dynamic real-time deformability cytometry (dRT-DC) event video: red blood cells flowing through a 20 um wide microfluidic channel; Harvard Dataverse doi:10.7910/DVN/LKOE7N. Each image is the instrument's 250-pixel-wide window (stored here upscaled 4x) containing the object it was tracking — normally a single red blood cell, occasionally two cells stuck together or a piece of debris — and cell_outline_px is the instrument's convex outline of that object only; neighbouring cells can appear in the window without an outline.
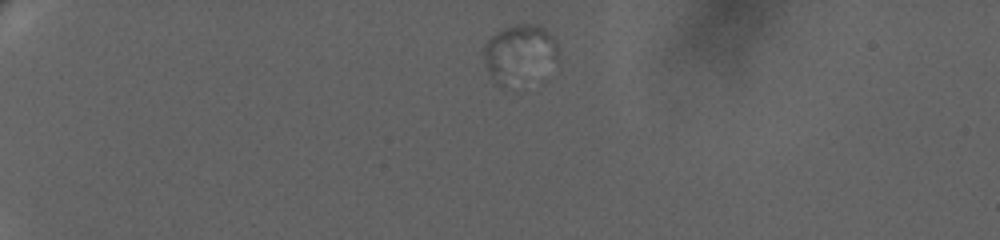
{"species": "human", "species_latin": "Homo sapiens", "temperature_condition": "warm", "stored_images_in_passage": 51, "camera_frame_rate_fps": 3000, "um_per_image_px": 0.085, "donor": {"sex": "female"}, "frame": {"image": 1, "passage_image": 1, "time_ms": 0.0, "image_size_px": [1000, 240], "cell_outline_px": [[560, 60], [504, 88], [496, 84], [484, 64], [484, 44], [496, 32], [512, 24], [536, 24], [544, 28], [552, 36], [556, 44]], "centroid_in_image_um": [44.11, 4.5], "position_along_channel_um": 40.9, "area_um2": 24.62}}
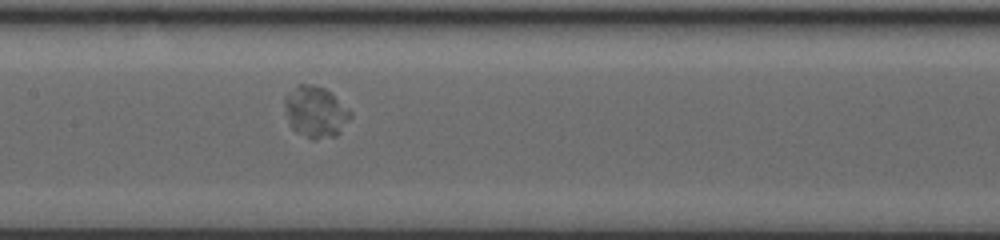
{"frame": {"image": 2, "passage_image": 22, "time_ms": 7.0, "image_size_px": [1000, 240], "cell_outline_px": [[352, 116], [340, 132], [336, 136], [312, 140], [296, 132], [292, 128], [284, 104], [284, 96], [296, 84], [312, 84], [324, 88], [332, 92], [352, 112]], "centroid_in_image_um": [26.83, 9.49], "position_along_channel_um": 180.6, "area_um2": 19.83}}
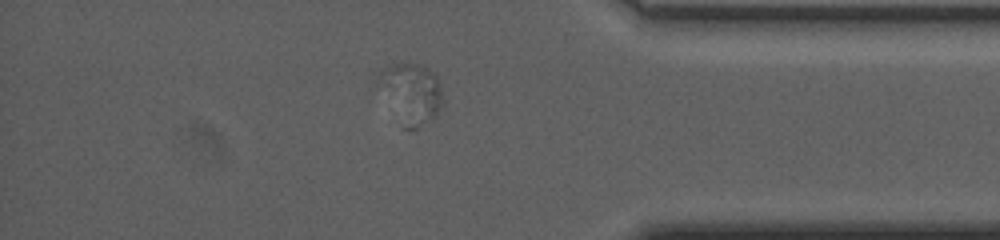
{"frame": {"image": 3, "passage_image": 44, "time_ms": 14.333, "image_size_px": [1000, 240], "cell_outline_px": [[444, 100], [436, 116], [416, 128], [404, 128], [376, 80], [376, 76], [384, 68], [392, 64], [416, 64], [428, 68], [436, 76], [440, 84]], "centroid_in_image_um": [34.98, 7.9], "position_along_channel_um": 400.2, "area_um2": 22.08}}